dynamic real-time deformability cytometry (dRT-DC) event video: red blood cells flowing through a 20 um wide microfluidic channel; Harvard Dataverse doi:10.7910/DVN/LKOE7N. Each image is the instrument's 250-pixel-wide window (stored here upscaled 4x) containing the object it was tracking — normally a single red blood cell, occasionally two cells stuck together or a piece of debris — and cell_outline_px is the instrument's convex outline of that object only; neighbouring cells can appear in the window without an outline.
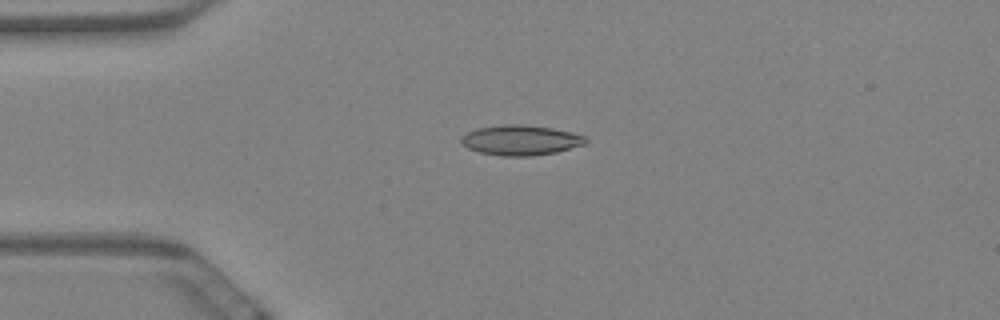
{"species": "Egyptian fruit bat (a non-hibernating species)", "species_latin": "Rousettus aegyptiacus", "temperature_condition": "warm", "stored_images_in_passage": 37, "camera_frame_rate_fps": 3000, "um_per_image_px": 0.085, "animal": {"sex": "female"}, "frame": {"image": 1, "passage_image": 1, "time_ms": 0.0, "image_size_px": [1000, 320], "cell_outline_px": [[588, 140], [584, 144], [556, 152], [532, 156], [504, 156], [480, 152], [468, 148], [460, 144], [460, 136], [476, 128], [504, 124], [524, 124], [552, 128], [572, 132], [584, 136]], "centroid_in_image_um": [44.22, 11.9], "position_along_channel_um": 40.8, "area_um2": 21.91}}
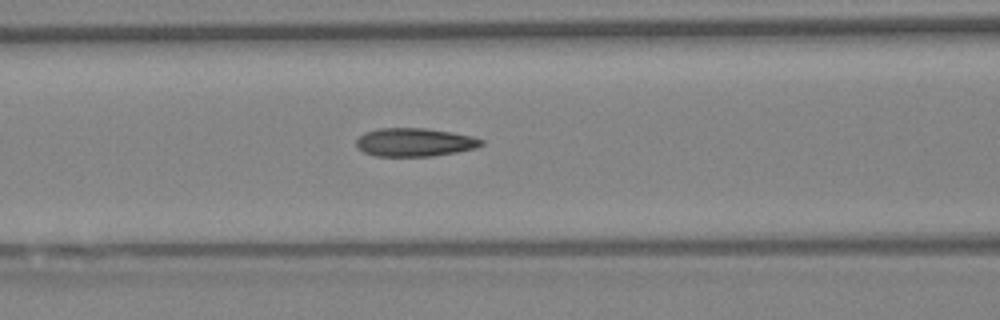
{"frame": {"image": 2, "passage_image": 11, "time_ms": 3.333, "image_size_px": [1000, 320], "cell_outline_px": [[484, 144], [476, 148], [456, 152], [432, 156], [376, 156], [364, 152], [356, 144], [356, 140], [364, 132], [380, 128], [424, 128], [452, 132], [472, 136], [484, 140]], "centroid_in_image_um": [35.26, 12.09], "position_along_channel_um": 131.3, "area_um2": 20.63}}
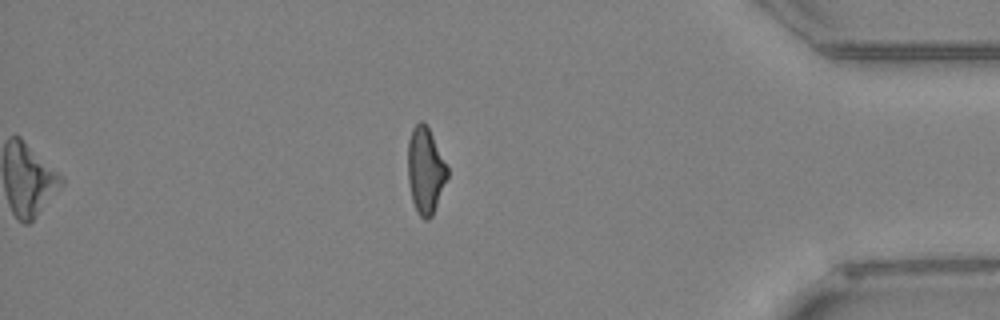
{"frame": {"image": 3, "passage_image": 37, "time_ms": 12.0, "image_size_px": [1000, 320], "cell_outline_px": [[448, 176], [432, 216], [428, 220], [424, 220], [416, 212], [412, 200], [408, 180], [408, 140], [412, 128], [420, 120], [424, 120], [448, 168]], "centroid_in_image_um": [36.14, 14.5], "position_along_channel_um": 399.1, "area_um2": 19.77}, "authors_computed_cell_mechanics": {"area_um2": 20.6346, "velocity_mm_per_s": 3.4987, "shape_relaxation_time_tau1_ms": null, "shape_relaxation_time_tau2_ms": 2.3735, "deformation_change_tau1": null, "deformation_change_tau2": 0.105}}